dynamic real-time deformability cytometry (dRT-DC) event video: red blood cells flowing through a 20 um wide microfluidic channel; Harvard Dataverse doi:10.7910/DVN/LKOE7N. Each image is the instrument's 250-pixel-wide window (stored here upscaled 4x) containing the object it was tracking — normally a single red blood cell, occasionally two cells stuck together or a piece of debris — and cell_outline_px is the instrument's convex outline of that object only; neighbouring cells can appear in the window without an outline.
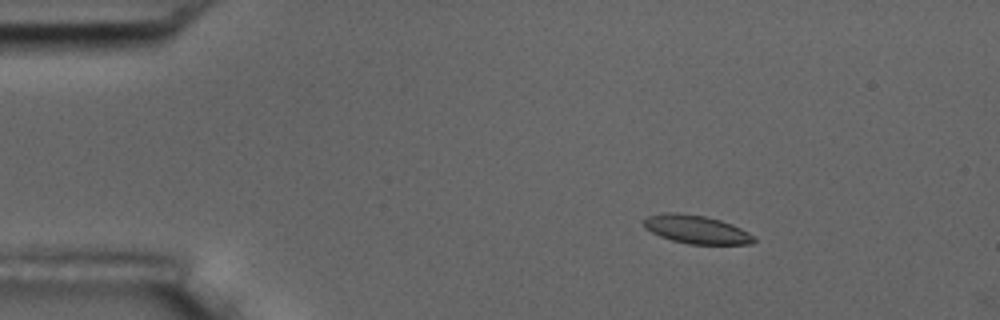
{"species": "common noctule bat (a hibernating species)", "species_latin": "Nyctalus noctula", "temperature_condition": "room temperature", "stored_images_in_passage": 5, "camera_frame_rate_fps": 3000, "um_per_image_px": 0.085, "animal": {"sex": "male", "body_mass_g": 17.5, "forearm_length_mm": 52.3}, "frame": {"image": 1, "passage_image": 2, "time_ms": 0.333, "image_size_px": [1000, 320], "cell_outline_px": [[756, 240], [752, 244], [688, 244], [672, 240], [660, 236], [644, 228], [644, 220], [648, 216], [664, 212], [676, 212], [704, 216], [720, 220], [732, 224], [748, 232]], "centroid_in_image_um": [59.17, 19.5], "position_along_channel_um": 25.8, "area_um2": 18.09}}
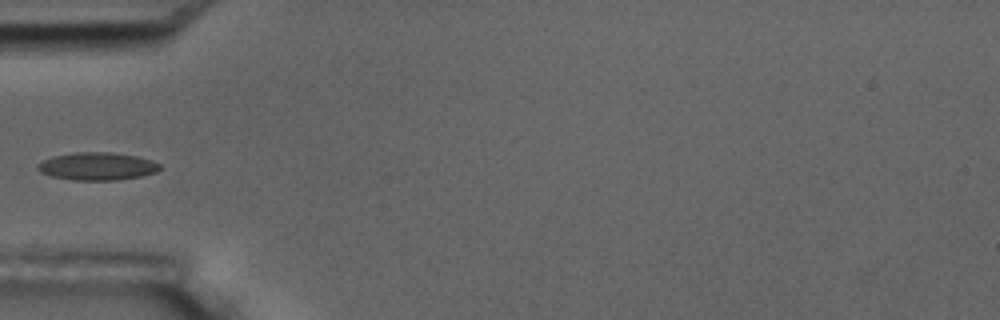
{"frame": {"image": 2, "passage_image": 5, "time_ms": 1.333, "image_size_px": [1000, 320], "cell_outline_px": [[160, 168], [156, 172], [140, 176], [116, 180], [72, 180], [52, 176], [40, 172], [36, 168], [36, 164], [52, 156], [76, 152], [112, 152], [136, 156], [152, 160], [160, 164]], "centroid_in_image_um": [8.24, 14.13], "position_along_channel_um": 76.8, "area_um2": 19.77}}